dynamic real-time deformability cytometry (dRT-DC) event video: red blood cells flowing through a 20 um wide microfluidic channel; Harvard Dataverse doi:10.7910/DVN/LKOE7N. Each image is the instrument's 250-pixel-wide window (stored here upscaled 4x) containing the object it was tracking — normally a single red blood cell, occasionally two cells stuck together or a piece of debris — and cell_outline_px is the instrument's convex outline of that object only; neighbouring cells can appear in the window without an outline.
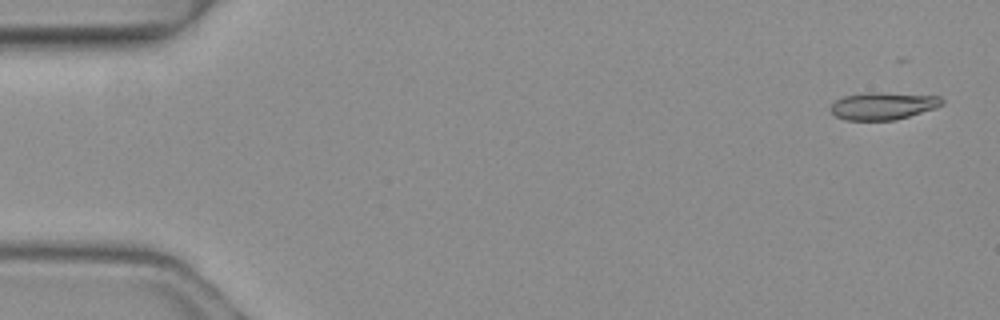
{"species": "common noctule bat (a hibernating species)", "species_latin": "Nyctalus noctula", "temperature_condition": "warm", "stored_images_in_passage": 4, "camera_frame_rate_fps": 3000, "um_per_image_px": 0.085, "animal": {"sex": "female", "body_mass_g": 19.3, "forearm_length_mm": 54.1}, "frame": {"image": 1, "passage_image": 1, "time_ms": 0.0, "image_size_px": [1000, 320], "cell_outline_px": [[944, 104], [936, 108], [896, 120], [844, 120], [836, 116], [828, 108], [836, 100], [844, 96], [872, 92], [940, 96], [944, 100]], "centroid_in_image_um": [75.07, 9.01], "position_along_channel_um": 9.9, "area_um2": 17.74}}